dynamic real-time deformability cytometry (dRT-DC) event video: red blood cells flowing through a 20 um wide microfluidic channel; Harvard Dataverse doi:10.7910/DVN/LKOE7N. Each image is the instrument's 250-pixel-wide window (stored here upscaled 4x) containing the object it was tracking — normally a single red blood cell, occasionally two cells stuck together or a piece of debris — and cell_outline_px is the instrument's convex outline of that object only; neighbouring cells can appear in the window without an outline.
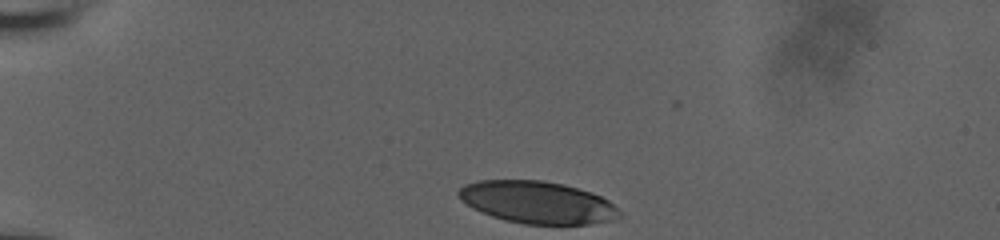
{"species": "human", "species_latin": "Homo sapiens", "temperature_condition": "room temperature", "stored_images_in_passage": 34, "camera_frame_rate_fps": 3000, "um_per_image_px": 0.085, "donor": {"sex": "male"}, "frame": {"image": 1, "passage_image": 1, "time_ms": 0.0, "image_size_px": [1000, 240], "cell_outline_px": [[624, 216], [620, 220], [588, 224], [524, 224], [504, 220], [480, 212], [472, 208], [460, 200], [456, 192], [464, 184], [480, 180], [544, 180], [564, 184], [592, 192], [608, 200]], "centroid_in_image_um": [45.69, 17.2], "position_along_channel_um": 39.3, "area_um2": 40.06}}
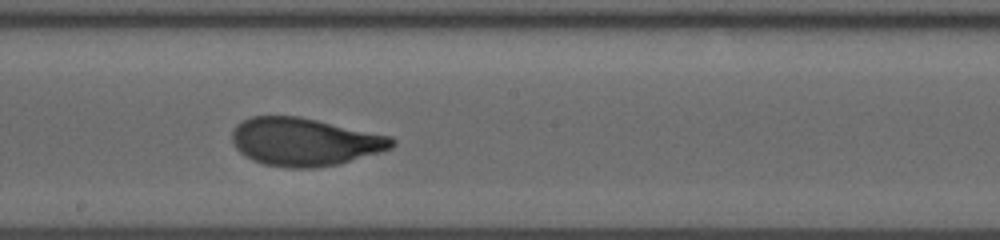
{"frame": {"image": 2, "passage_image": 20, "time_ms": 6.333, "image_size_px": [1000, 240], "cell_outline_px": [[396, 144], [392, 148], [380, 152], [336, 164], [316, 168], [288, 168], [264, 164], [252, 160], [244, 156], [232, 144], [232, 132], [236, 124], [252, 116], [300, 116], [392, 136], [396, 140]], "centroid_in_image_um": [25.89, 12.05], "position_along_channel_um": 222.3, "area_um2": 44.85}}
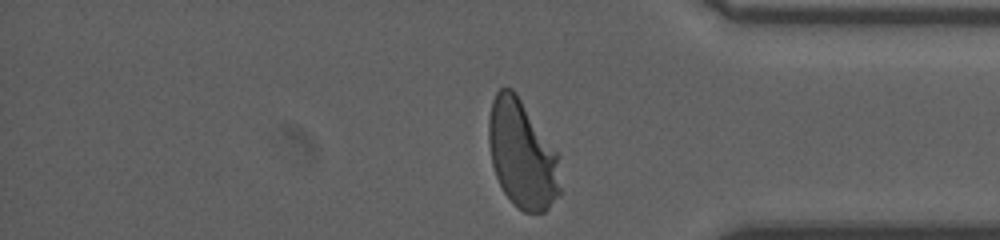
{"frame": {"image": 3, "passage_image": 34, "time_ms": 11.0, "image_size_px": [1000, 240], "cell_outline_px": [[560, 196], [544, 212], [524, 212], [504, 192], [496, 176], [492, 164], [488, 144], [488, 116], [492, 100], [496, 92], [500, 88], [512, 88], [516, 92], [560, 156]], "centroid_in_image_um": [44.39, 13.1], "position_along_channel_um": 390.8, "area_um2": 45.26}, "authors_computed_cell_mechanics": {"area_um2": 44.3904, "velocity_mm_per_s": 3.8419, "shape_relaxation_time_tau1_ms": 3.4994, "shape_relaxation_time_tau2_ms": null, "deformation_change_tau1": 0.185, "deformation_change_tau2": null}}